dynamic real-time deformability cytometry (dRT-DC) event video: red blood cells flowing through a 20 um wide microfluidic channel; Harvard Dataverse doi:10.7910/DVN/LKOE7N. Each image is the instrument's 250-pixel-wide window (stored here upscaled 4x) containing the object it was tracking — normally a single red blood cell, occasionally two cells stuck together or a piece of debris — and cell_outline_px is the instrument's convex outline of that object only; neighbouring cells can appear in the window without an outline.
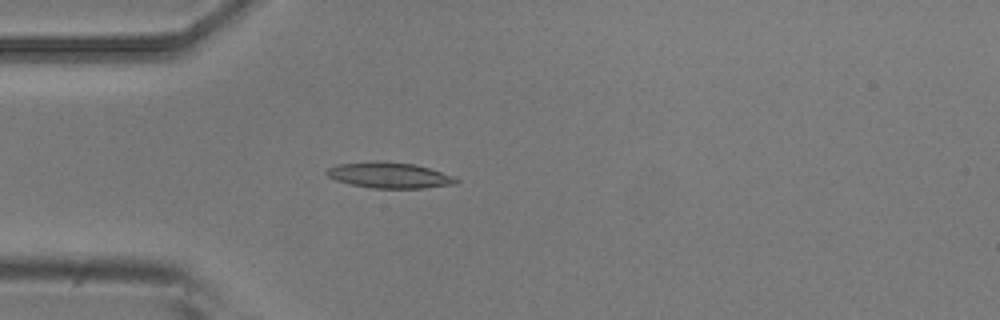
{"species": "common noctule bat (a hibernating species)", "species_latin": "Nyctalus noctula", "temperature_condition": "room temperature", "stored_images_in_passage": 4, "camera_frame_rate_fps": 3000, "um_per_image_px": 0.085, "animal": {"sex": "male", "body_mass_g": 20.5, "forearm_length_mm": 52.5}, "frame": {"image": 1, "passage_image": 4, "time_ms": 1.0, "image_size_px": [1000, 320], "cell_outline_px": [[460, 180], [456, 184], [424, 188], [372, 188], [352, 184], [336, 180], [328, 176], [324, 172], [328, 168], [336, 164], [372, 160], [384, 160], [416, 164], [456, 176]], "centroid_in_image_um": [33.12, 14.87], "position_along_channel_um": 51.9, "area_um2": 19.88}}